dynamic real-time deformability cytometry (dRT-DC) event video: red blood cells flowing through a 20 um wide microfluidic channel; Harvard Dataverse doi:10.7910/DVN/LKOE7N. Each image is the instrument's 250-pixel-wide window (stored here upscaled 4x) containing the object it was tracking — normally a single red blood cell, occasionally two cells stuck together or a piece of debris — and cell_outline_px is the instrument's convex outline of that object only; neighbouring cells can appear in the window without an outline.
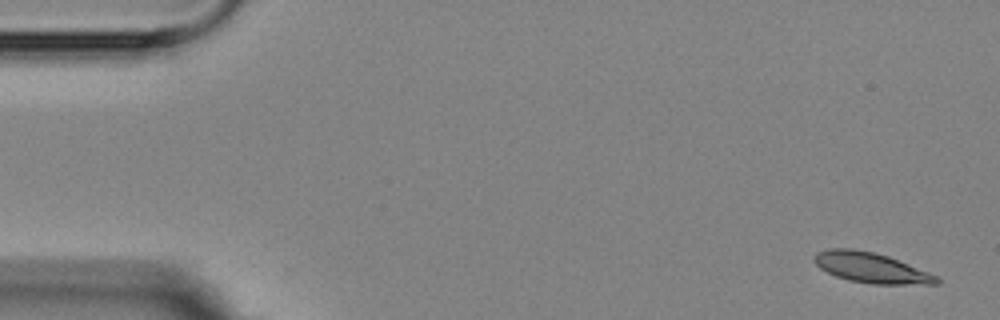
{"species": "Egyptian fruit bat (a non-hibernating species)", "species_latin": "Rousettus aegyptiacus", "temperature_condition": "room temperature", "stored_images_in_passage": 6, "camera_frame_rate_fps": 3000, "um_per_image_px": 0.085, "animal": {"sex": "female"}, "frame": {"image": 1, "passage_image": 1, "time_ms": 0.0, "image_size_px": [1000, 320], "cell_outline_px": [[940, 284], [872, 284], [848, 280], [836, 276], [820, 268], [812, 260], [816, 252], [832, 248], [852, 248], [872, 252], [888, 256], [940, 276]], "centroid_in_image_um": [74.07, 22.76], "position_along_channel_um": 10.9, "area_um2": 21.68}}
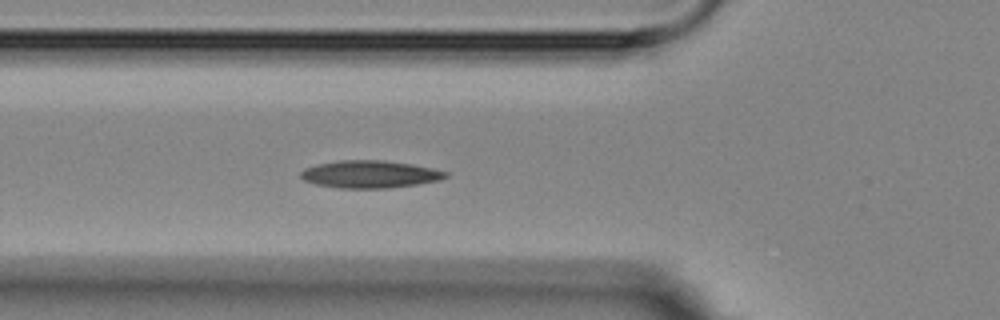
{"frame": {"image": 2, "passage_image": 6, "time_ms": 5.667, "image_size_px": [1000, 320], "cell_outline_px": [[448, 176], [440, 180], [416, 184], [388, 188], [336, 188], [316, 184], [304, 180], [300, 176], [300, 172], [304, 168], [316, 164], [340, 160], [384, 160], [412, 164], [432, 168], [448, 172]], "centroid_in_image_um": [31.42, 14.8], "position_along_channel_um": 94.4, "area_um2": 23.24}}